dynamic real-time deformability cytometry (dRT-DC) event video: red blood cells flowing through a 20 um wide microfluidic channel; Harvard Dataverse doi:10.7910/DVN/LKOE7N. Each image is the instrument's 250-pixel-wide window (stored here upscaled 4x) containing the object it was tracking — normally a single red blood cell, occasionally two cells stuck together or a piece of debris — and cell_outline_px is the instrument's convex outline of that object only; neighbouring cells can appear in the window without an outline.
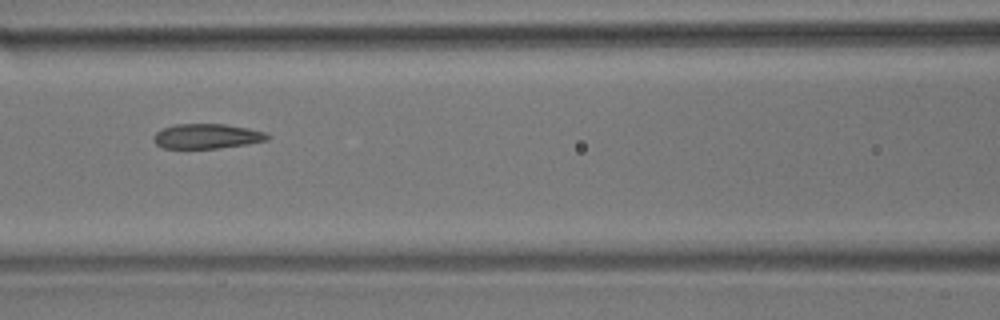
{"species": "common noctule bat (a hibernating species)", "species_latin": "Nyctalus noctula", "temperature_condition": "room temperature", "stored_images_in_passage": 15, "camera_frame_rate_fps": 3000, "um_per_image_px": 0.085, "animal": {"sex": "male", "body_mass_g": 17.9}, "frame": {"image": 1, "passage_image": 7, "time_ms": 2.0, "image_size_px": [1000, 320], "cell_outline_px": [[272, 136], [268, 140], [244, 144], [216, 148], [164, 148], [156, 144], [152, 140], [152, 136], [156, 132], [172, 124], [224, 124], [248, 128], [264, 132]], "centroid_in_image_um": [17.55, 11.57], "position_along_channel_um": 149.0, "area_um2": 16.42}}
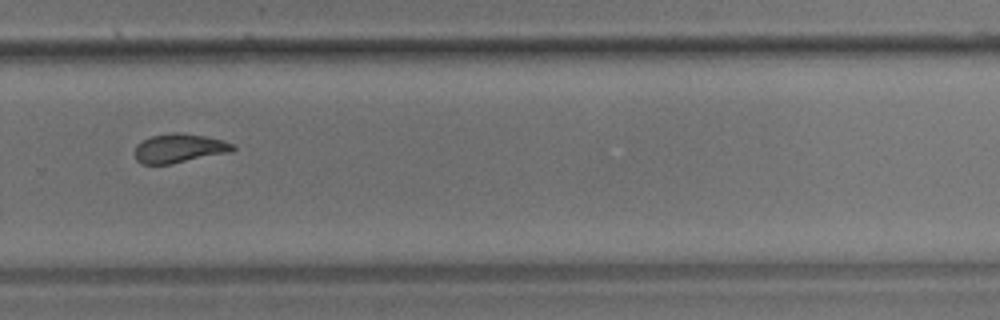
{"frame": {"image": 2, "passage_image": 11, "time_ms": 3.333, "image_size_px": [1000, 320], "cell_outline_px": [[236, 148], [232, 152], [172, 164], [140, 164], [136, 160], [132, 152], [136, 144], [152, 136], [172, 132], [180, 132], [204, 136], [224, 140], [236, 144]], "centroid_in_image_um": [15.23, 12.61], "position_along_channel_um": 314.6, "area_um2": 16.99}}